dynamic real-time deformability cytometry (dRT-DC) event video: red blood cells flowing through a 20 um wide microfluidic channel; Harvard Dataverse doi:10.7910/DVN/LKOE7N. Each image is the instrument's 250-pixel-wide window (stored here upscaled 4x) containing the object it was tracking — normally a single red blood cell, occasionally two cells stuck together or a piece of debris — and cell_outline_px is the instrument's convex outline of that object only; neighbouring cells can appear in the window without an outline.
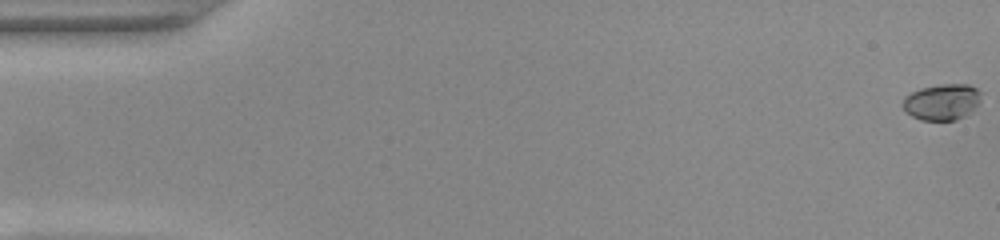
{"species": "common noctule bat (a hibernating species)", "species_latin": "Nyctalus noctula", "temperature_condition": "warm", "stored_images_in_passage": 53, "camera_frame_rate_fps": 3000, "um_per_image_px": 0.085, "animal": {"sex": "female", "body_mass_g": 22.0, "forearm_length_mm": 56.7}, "frame": {"image": 1, "passage_image": 1, "time_ms": 0.0, "image_size_px": [1000, 240], "cell_outline_px": [[980, 100], [964, 116], [956, 120], [920, 120], [904, 112], [900, 104], [904, 96], [920, 88], [940, 84], [968, 84], [976, 88], [980, 92]], "centroid_in_image_um": [79.98, 8.66], "position_along_channel_um": 5.0, "area_um2": 16.53}}
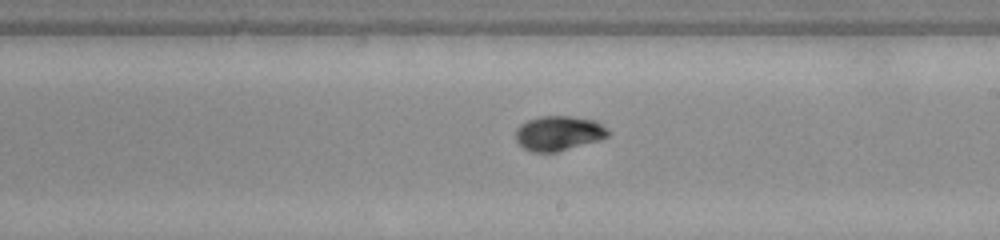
{"frame": {"image": 2, "passage_image": 31, "time_ms": 10.0, "image_size_px": [1000, 240], "cell_outline_px": [[608, 136], [600, 140], [556, 152], [532, 152], [524, 148], [516, 140], [516, 128], [520, 124], [528, 120], [540, 116], [572, 116], [596, 120], [608, 128]], "centroid_in_image_um": [47.49, 11.31], "position_along_channel_um": 241.5, "area_um2": 18.79}}
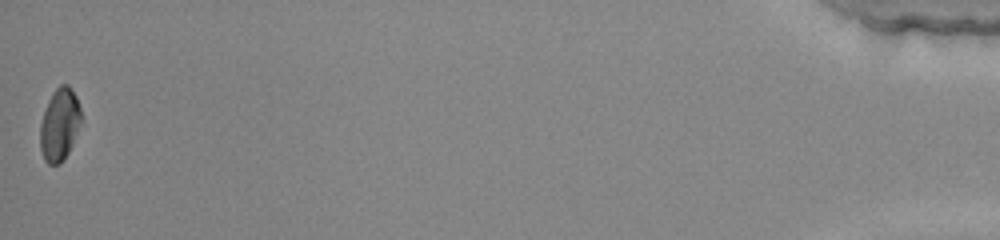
{"frame": {"image": 3, "passage_image": 53, "time_ms": 17.333, "image_size_px": [1000, 240], "cell_outline_px": [[84, 120], [68, 152], [60, 164], [48, 164], [44, 160], [40, 148], [40, 124], [48, 100], [52, 92], [60, 84], [68, 84], [76, 96]], "centroid_in_image_um": [5.08, 10.57], "position_along_channel_um": 430.1, "area_um2": 17.57}, "authors_computed_cell_mechanics": {"area_um2": 17.5134, "velocity_mm_per_s": 3.9359, "shape_relaxation_time_tau1_ms": 4.395, "shape_relaxation_time_tau2_ms": null, "deformation_change_tau1": 0.1823, "deformation_change_tau2": null}}